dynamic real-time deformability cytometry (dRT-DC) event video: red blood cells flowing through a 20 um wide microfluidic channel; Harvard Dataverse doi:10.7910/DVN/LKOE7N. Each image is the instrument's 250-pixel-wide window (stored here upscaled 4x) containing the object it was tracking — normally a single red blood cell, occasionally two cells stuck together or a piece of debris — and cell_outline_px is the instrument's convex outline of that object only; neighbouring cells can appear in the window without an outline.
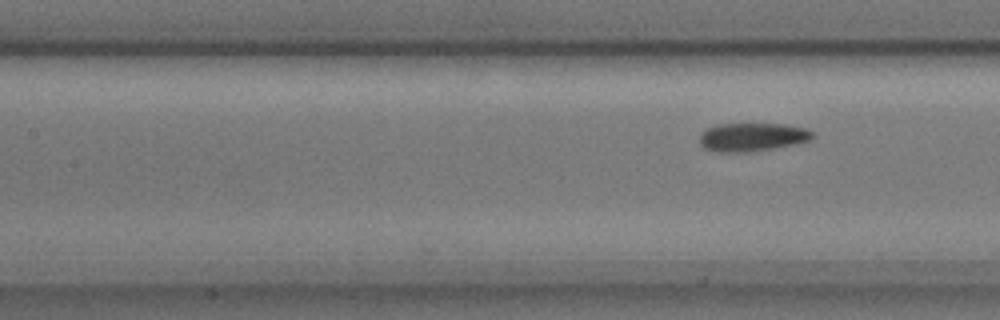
{"species": "common noctule bat (a hibernating species)", "species_latin": "Nyctalus noctula", "temperature_condition": "cold", "stored_images_in_passage": 6, "camera_frame_rate_fps": 3000, "um_per_image_px": 0.085, "animal": {"sex": "male", "body_mass_g": 17.9, "forearm_length_mm": 54.2}, "frame": {"image": 1, "passage_image": 5, "time_ms": 1.333, "image_size_px": [1000, 320], "cell_outline_px": [[816, 136], [808, 140], [792, 144], [772, 148], [744, 152], [716, 152], [704, 148], [700, 144], [700, 136], [708, 128], [716, 124], [784, 124], [804, 128], [812, 132]], "centroid_in_image_um": [63.91, 11.64], "position_along_channel_um": 143.5, "area_um2": 18.38}}
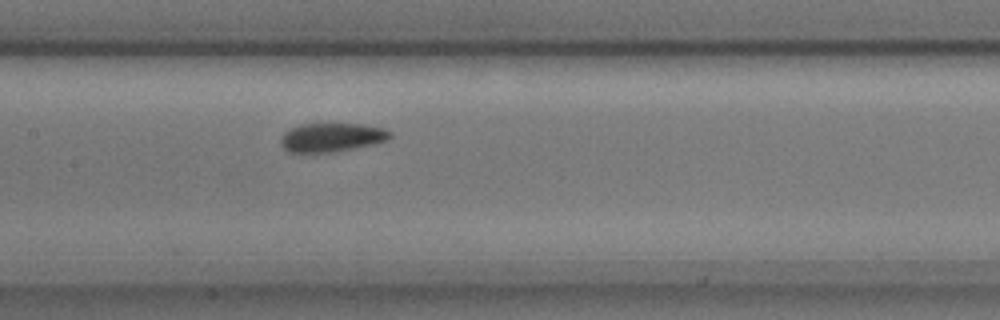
{"frame": {"image": 2, "passage_image": 6, "time_ms": 1.667, "image_size_px": [1000, 320], "cell_outline_px": [[392, 136], [388, 140], [376, 144], [332, 152], [288, 152], [280, 144], [280, 136], [288, 128], [300, 124], [360, 124], [384, 128], [392, 132]], "centroid_in_image_um": [28.18, 11.67], "position_along_channel_um": 179.2, "area_um2": 18.55}}